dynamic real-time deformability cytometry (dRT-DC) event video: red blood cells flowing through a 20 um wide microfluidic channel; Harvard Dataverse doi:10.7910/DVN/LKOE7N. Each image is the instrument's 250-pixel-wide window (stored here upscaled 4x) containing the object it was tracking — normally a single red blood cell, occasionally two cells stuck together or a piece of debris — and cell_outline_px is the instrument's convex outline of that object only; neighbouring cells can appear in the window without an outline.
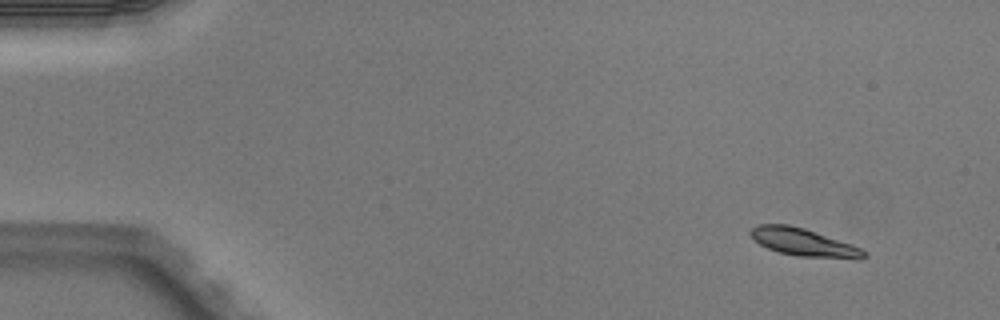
{"species": "Egyptian fruit bat (a non-hibernating species)", "species_latin": "Rousettus aegyptiacus", "temperature_condition": "warm", "stored_images_in_passage": 4, "camera_frame_rate_fps": 3000, "um_per_image_px": 0.085, "animal": {"sex": "male"}, "frame": {"image": 1, "passage_image": 1, "time_ms": 0.0, "image_size_px": [1000, 320], "cell_outline_px": [[868, 256], [860, 260], [856, 260], [796, 256], [780, 252], [768, 248], [752, 240], [748, 232], [752, 228], [760, 224], [788, 224], [804, 228], [852, 244], [868, 252]], "centroid_in_image_um": [68.35, 20.62], "position_along_channel_um": 16.6, "area_um2": 18.67}}
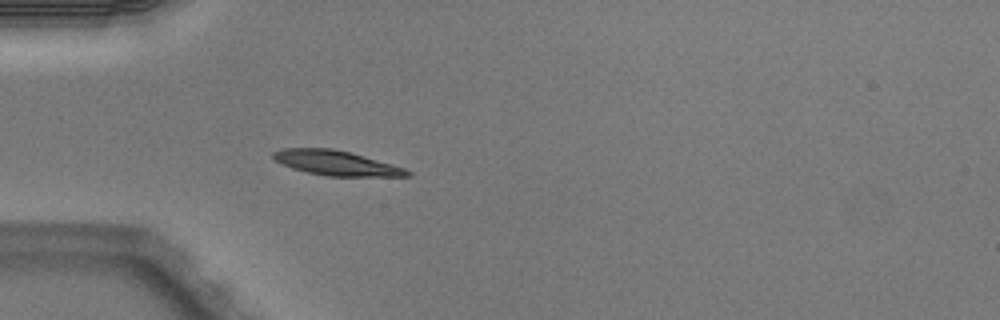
{"frame": {"image": 2, "passage_image": 4, "time_ms": 1.0, "image_size_px": [1000, 320], "cell_outline_px": [[412, 176], [324, 176], [292, 168], [276, 160], [272, 156], [272, 152], [280, 148], [332, 148], [364, 156], [392, 164], [404, 168], [412, 172]], "centroid_in_image_um": [28.57, 13.85], "position_along_channel_um": 56.4, "area_um2": 19.19}}